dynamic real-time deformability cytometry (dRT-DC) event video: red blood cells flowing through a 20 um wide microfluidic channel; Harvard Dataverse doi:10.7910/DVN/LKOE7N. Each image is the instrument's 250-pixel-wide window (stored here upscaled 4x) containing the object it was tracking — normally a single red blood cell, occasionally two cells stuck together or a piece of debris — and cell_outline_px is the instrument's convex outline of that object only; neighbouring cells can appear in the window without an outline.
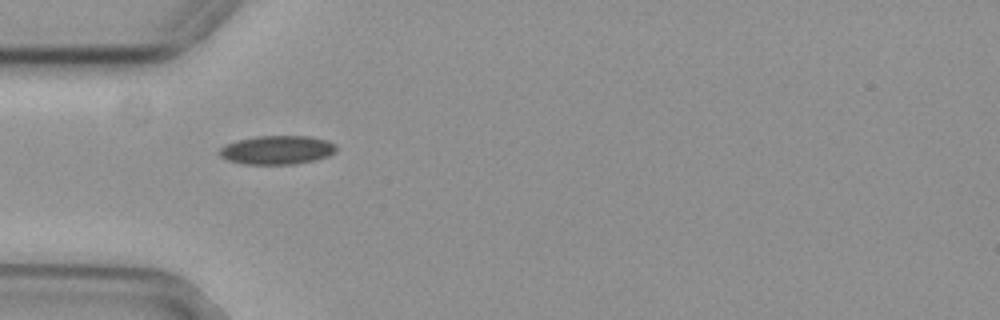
{"species": "common noctule bat (a hibernating species)", "species_latin": "Nyctalus noctula", "temperature_condition": "cold", "stored_images_in_passage": 39, "camera_frame_rate_fps": 3000, "um_per_image_px": 0.085, "animal": {"sex": "female", "body_mass_g": 29.2, "forearm_length_mm": 56.3}, "frame": {"image": 1, "passage_image": 1, "time_ms": 0.0, "image_size_px": [1000, 320], "cell_outline_px": [[336, 152], [328, 156], [316, 160], [296, 164], [244, 164], [228, 160], [220, 156], [220, 148], [224, 144], [236, 140], [256, 136], [308, 136], [328, 140], [336, 144]], "centroid_in_image_um": [23.57, 12.74], "position_along_channel_um": 61.4, "area_um2": 19.77}}
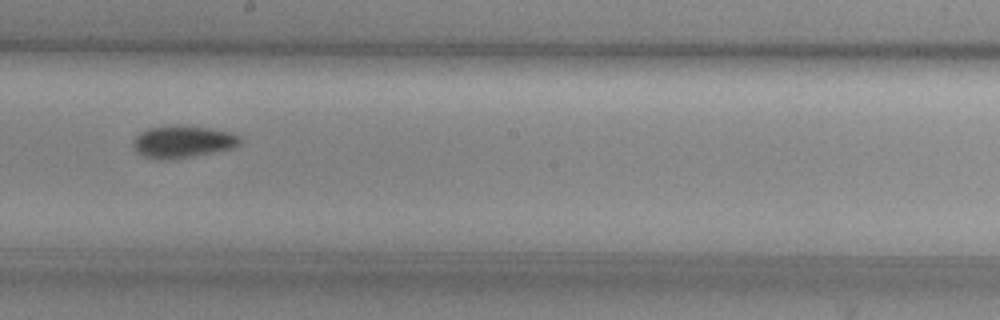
{"frame": {"image": 2, "passage_image": 15, "time_ms": 4.667, "image_size_px": [1000, 320], "cell_outline_px": [[240, 144], [232, 148], [192, 156], [168, 160], [160, 160], [144, 156], [136, 152], [132, 144], [132, 140], [140, 132], [148, 128], [176, 124], [180, 124], [208, 128], [232, 132], [240, 136]], "centroid_in_image_um": [15.5, 12.03], "position_along_channel_um": 232.7, "area_um2": 20.23}}
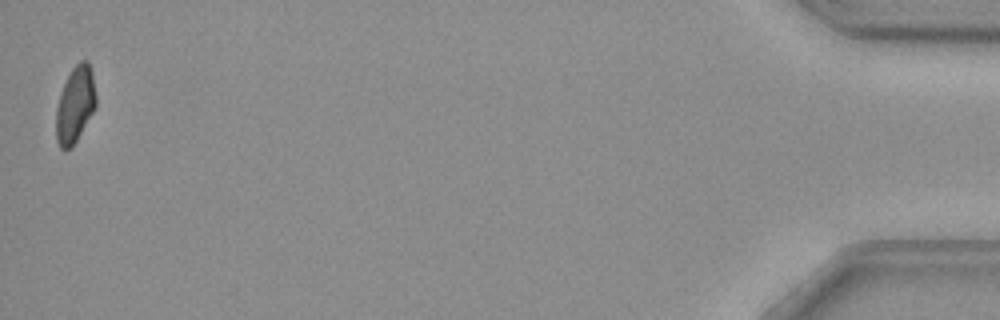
{"frame": {"image": 3, "passage_image": 39, "time_ms": 12.667, "image_size_px": [1000, 320], "cell_outline_px": [[96, 108], [72, 148], [60, 148], [56, 140], [56, 108], [60, 92], [72, 68], [80, 60], [88, 60], [92, 72], [96, 96]], "centroid_in_image_um": [6.39, 8.89], "position_along_channel_um": 428.8, "area_um2": 17.86}, "authors_computed_cell_mechanics": {"area_um2": 19.074, "velocity_mm_per_s": 3.7096, "shape_relaxation_time_tau1_ms": null, "shape_relaxation_time_tau2_ms": 6.1278, "deformation_change_tau1": null, "deformation_change_tau2": 0.0871}}